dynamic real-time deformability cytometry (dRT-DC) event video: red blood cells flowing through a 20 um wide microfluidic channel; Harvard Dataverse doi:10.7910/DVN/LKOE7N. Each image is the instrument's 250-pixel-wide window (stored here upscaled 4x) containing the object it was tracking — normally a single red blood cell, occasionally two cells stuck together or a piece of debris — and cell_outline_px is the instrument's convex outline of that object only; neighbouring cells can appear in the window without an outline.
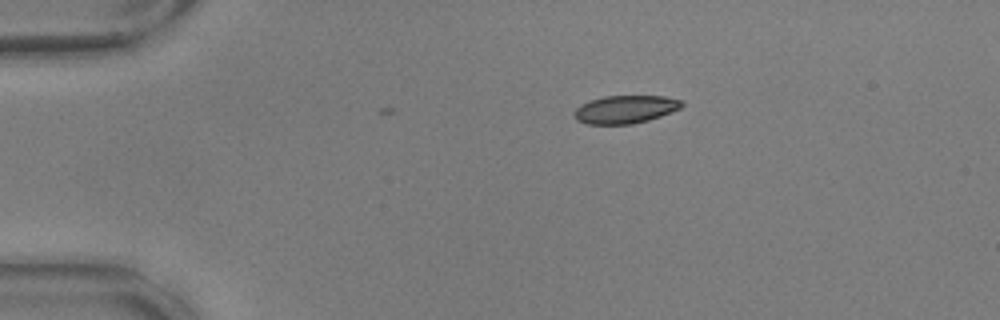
{"species": "common noctule bat (a hibernating species)", "species_latin": "Nyctalus noctula", "temperature_condition": "warm", "stored_images_in_passage": 7, "camera_frame_rate_fps": 3000, "um_per_image_px": 0.085, "animal": {"sex": "male", "body_mass_g": 17.9, "forearm_length_mm": 54.2}, "frame": {"image": 1, "passage_image": 1, "time_ms": 0.0, "image_size_px": [1000, 320], "cell_outline_px": [[684, 104], [680, 108], [660, 116], [648, 120], [632, 124], [584, 124], [576, 120], [572, 116], [572, 112], [580, 104], [588, 100], [604, 96], [664, 96], [680, 100]], "centroid_in_image_um": [53.07, 9.3], "position_along_channel_um": 31.9, "area_um2": 17.69}}